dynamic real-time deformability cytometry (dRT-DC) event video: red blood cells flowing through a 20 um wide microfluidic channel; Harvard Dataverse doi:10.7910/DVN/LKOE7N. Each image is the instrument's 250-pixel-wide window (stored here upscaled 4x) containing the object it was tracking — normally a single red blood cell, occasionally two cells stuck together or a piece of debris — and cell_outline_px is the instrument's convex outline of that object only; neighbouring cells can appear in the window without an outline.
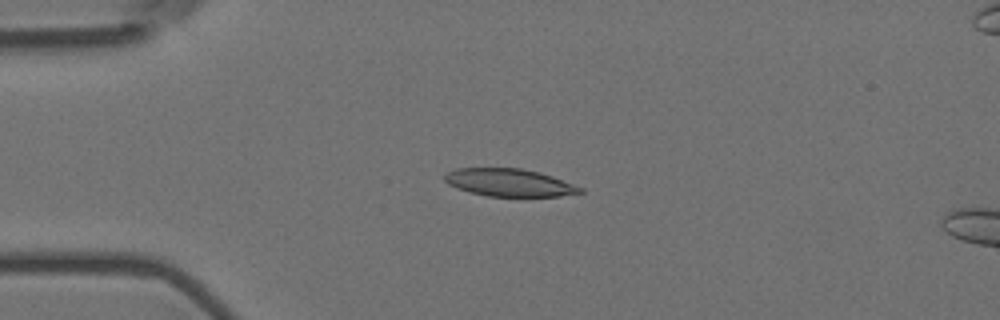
{"species": "Egyptian fruit bat (a non-hibernating species)", "species_latin": "Rousettus aegyptiacus", "temperature_condition": "room temperature", "stored_images_in_passage": 51, "camera_frame_rate_fps": 3000, "um_per_image_px": 0.085, "animal": {"sex": "female"}, "frame": {"image": 1, "passage_image": 8, "time_ms": 2.333, "image_size_px": [1000, 320], "cell_outline_px": [[584, 192], [560, 196], [488, 196], [468, 192], [456, 188], [448, 184], [444, 180], [444, 176], [448, 172], [456, 168], [520, 168], [540, 172], [552, 176], [584, 188]], "centroid_in_image_um": [43.28, 15.52], "position_along_channel_um": 41.7, "area_um2": 21.85}}
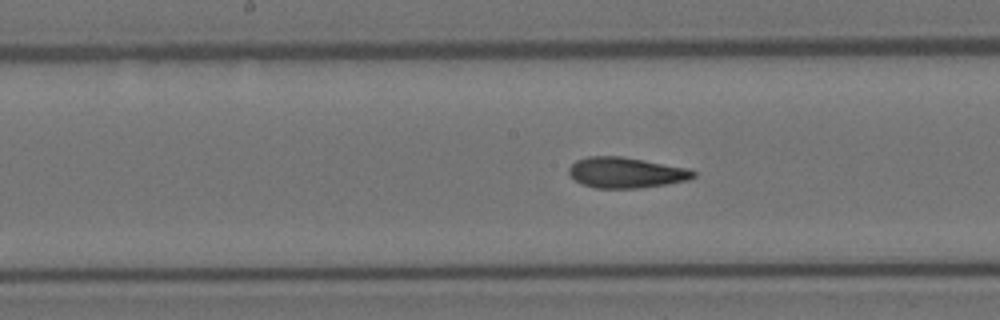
{"frame": {"image": 2, "passage_image": 23, "time_ms": 7.333, "image_size_px": [1000, 320], "cell_outline_px": [[696, 176], [688, 180], [668, 184], [640, 188], [596, 188], [580, 184], [568, 172], [568, 168], [576, 160], [588, 156], [624, 156], [688, 168], [696, 172]], "centroid_in_image_um": [53.22, 14.67], "position_along_channel_um": 195.0, "area_um2": 22.43}}
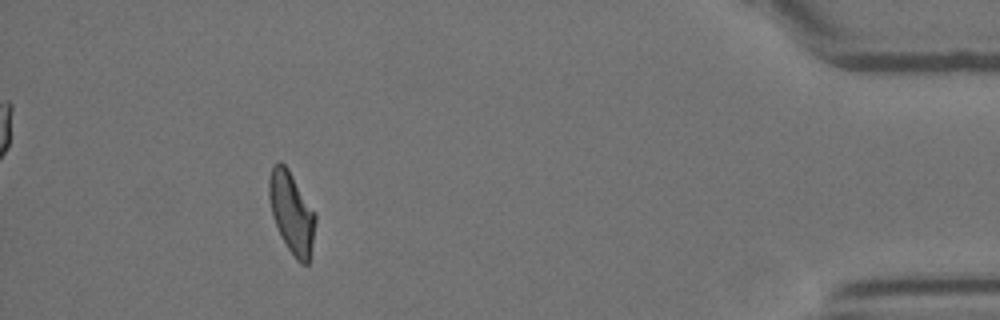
{"frame": {"image": 3, "passage_image": 46, "time_ms": 15.0, "image_size_px": [1000, 320], "cell_outline_px": [[316, 220], [312, 244], [308, 264], [300, 264], [296, 260], [280, 236], [272, 216], [268, 196], [268, 180], [272, 164], [276, 160], [280, 160], [288, 168], [316, 212]], "centroid_in_image_um": [24.77, 18.03], "position_along_channel_um": 410.4, "area_um2": 22.37}, "authors_computed_cell_mechanics": {"area_um2": 22.1952, "velocity_mm_per_s": 3.5641, "shape_relaxation_time_tau1_ms": 7.3395, "shape_relaxation_time_tau2_ms": 2.9503, "deformation_change_tau1": 0.2014, "deformation_change_tau2": 0.0967}}